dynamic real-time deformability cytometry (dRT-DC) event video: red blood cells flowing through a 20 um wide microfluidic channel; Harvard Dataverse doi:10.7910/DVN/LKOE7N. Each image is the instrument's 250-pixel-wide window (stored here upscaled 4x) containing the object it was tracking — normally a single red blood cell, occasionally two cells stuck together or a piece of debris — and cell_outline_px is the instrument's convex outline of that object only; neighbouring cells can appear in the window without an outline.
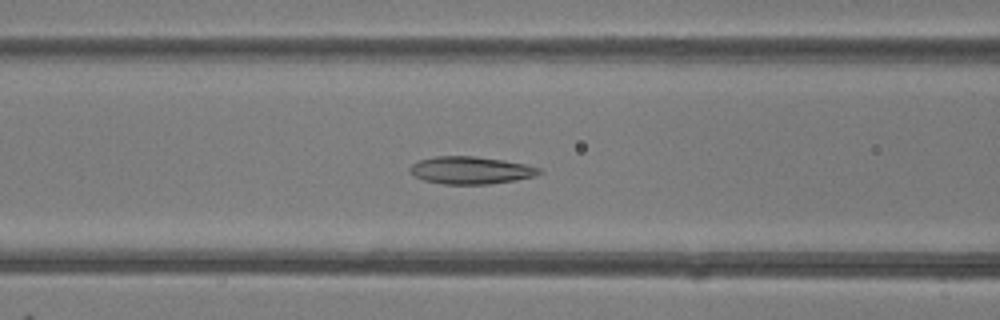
{"species": "common noctule bat (a hibernating species)", "species_latin": "Nyctalus noctula", "temperature_condition": "room temperature", "stored_images_in_passage": 44, "camera_frame_rate_fps": 3000, "um_per_image_px": 0.085, "animal": {"sex": "female"}, "frame": {"image": 1, "passage_image": 15, "time_ms": 4.667, "image_size_px": [1000, 320], "cell_outline_px": [[544, 172], [532, 176], [516, 180], [488, 184], [444, 184], [424, 180], [416, 176], [408, 168], [412, 164], [420, 160], [436, 156], [476, 156], [504, 160], [524, 164], [540, 168]], "centroid_in_image_um": [40.03, 14.47], "position_along_channel_um": 126.6, "area_um2": 20.52}}
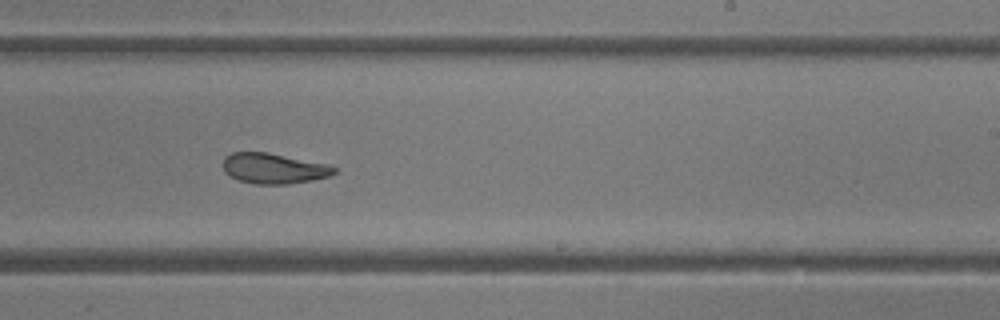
{"frame": {"image": 2, "passage_image": 25, "time_ms": 8.0, "image_size_px": [1000, 320], "cell_outline_px": [[336, 172], [328, 176], [312, 180], [288, 184], [256, 184], [240, 180], [224, 172], [224, 156], [232, 152], [268, 152], [324, 164], [336, 168]], "centroid_in_image_um": [23.23, 14.31], "position_along_channel_um": 265.8, "area_um2": 19.36}}
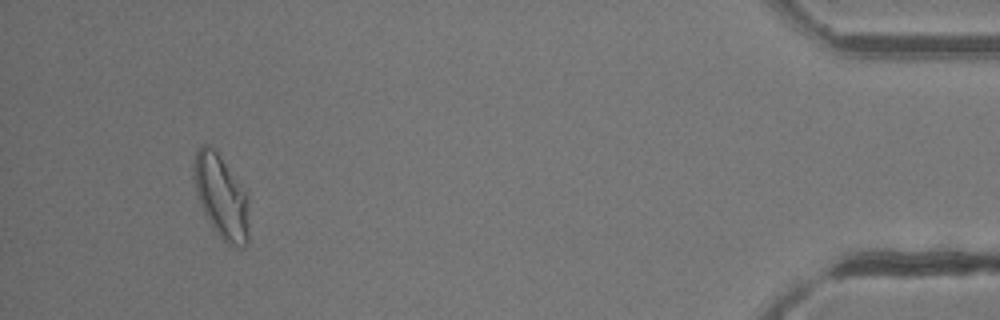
{"frame": {"image": 3, "passage_image": 41, "time_ms": 13.333, "image_size_px": [1000, 320], "cell_outline_px": [[248, 244], [244, 248], [232, 248], [220, 236], [204, 212], [196, 192], [192, 172], [196, 148], [204, 144], [212, 148], [220, 156], [248, 196]], "centroid_in_image_um": [18.81, 16.74], "position_along_channel_um": 416.4, "area_um2": 26.53}, "authors_computed_cell_mechanics": {"area_um2": 21.8773, "velocity_mm_per_s": 4.1832, "shape_relaxation_time_tau1_ms": 7.6961, "shape_relaxation_time_tau2_ms": 3.2647, "deformation_change_tau1": 0.2042, "deformation_change_tau2": 0.1044}}